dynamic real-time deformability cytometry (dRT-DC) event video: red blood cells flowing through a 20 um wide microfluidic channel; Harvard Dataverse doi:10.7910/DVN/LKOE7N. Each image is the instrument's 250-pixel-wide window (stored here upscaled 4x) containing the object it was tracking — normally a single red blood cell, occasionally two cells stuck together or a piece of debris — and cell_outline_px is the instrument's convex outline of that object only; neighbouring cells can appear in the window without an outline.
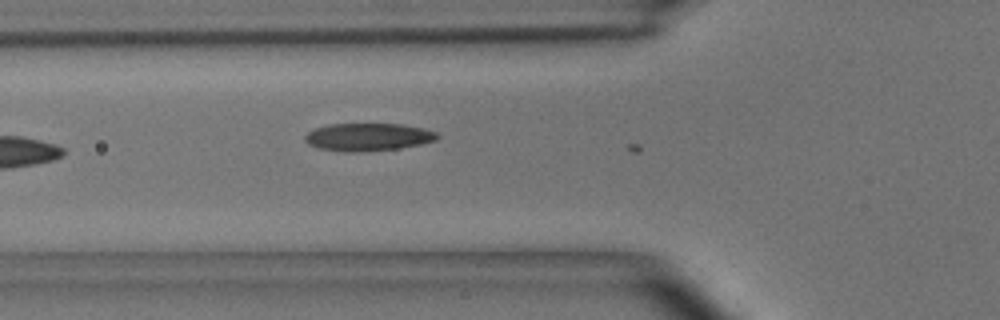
{"species": "common noctule bat (a hibernating species)", "species_latin": "Nyctalus noctula", "temperature_condition": "room temperature", "stored_images_in_passage": 8, "camera_frame_rate_fps": 3000, "um_per_image_px": 0.085, "animal": {"sex": "male", "body_mass_g": 15.6}, "frame": {"image": 1, "passage_image": 7, "time_ms": 2.0, "image_size_px": [1000, 320], "cell_outline_px": [[440, 136], [436, 140], [420, 144], [396, 148], [360, 152], [344, 152], [320, 148], [308, 144], [304, 140], [304, 136], [308, 132], [316, 128], [328, 124], [404, 124], [436, 132]], "centroid_in_image_um": [31.25, 11.64], "position_along_channel_um": 94.5, "area_um2": 21.21}}